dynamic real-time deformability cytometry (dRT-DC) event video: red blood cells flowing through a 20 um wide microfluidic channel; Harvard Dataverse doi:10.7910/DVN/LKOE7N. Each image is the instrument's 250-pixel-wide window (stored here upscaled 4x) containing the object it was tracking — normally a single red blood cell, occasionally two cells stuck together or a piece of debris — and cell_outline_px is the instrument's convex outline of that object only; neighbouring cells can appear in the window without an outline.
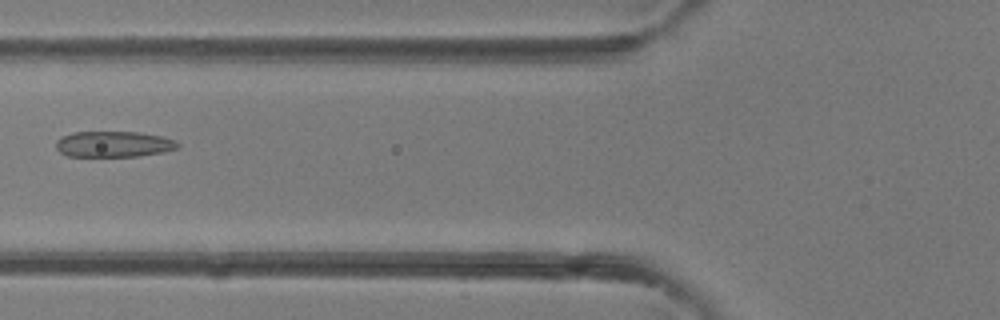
{"species": "common noctule bat (a hibernating species)", "species_latin": "Nyctalus noctula", "temperature_condition": "room temperature", "stored_images_in_passage": 29, "camera_frame_rate_fps": 3000, "um_per_image_px": 0.085, "animal": {"sex": "female"}, "frame": {"image": 1, "passage_image": 4, "time_ms": 1.0, "image_size_px": [1000, 320], "cell_outline_px": [[180, 148], [164, 152], [140, 156], [68, 156], [60, 152], [56, 148], [56, 140], [60, 136], [72, 132], [136, 132], [160, 136], [176, 140], [180, 144]], "centroid_in_image_um": [9.67, 12.25], "position_along_channel_um": 116.1, "area_um2": 18.5}}
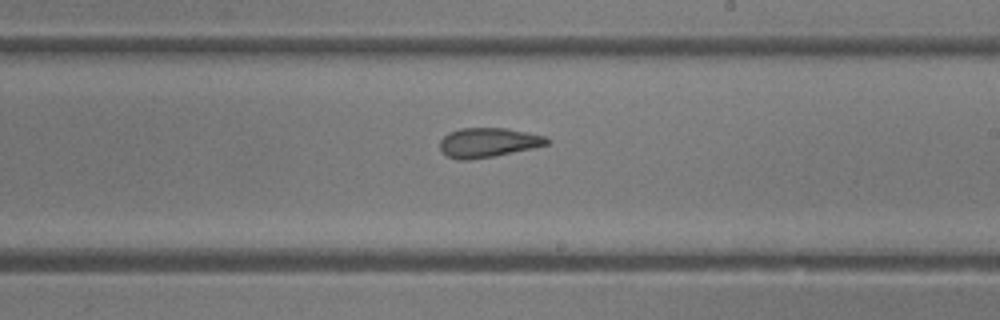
{"frame": {"image": 2, "passage_image": 12, "time_ms": 3.667, "image_size_px": [1000, 320], "cell_outline_px": [[552, 140], [548, 144], [532, 148], [492, 156], [468, 160], [456, 160], [448, 156], [440, 148], [440, 140], [448, 132], [460, 128], [504, 128], [544, 136]], "centroid_in_image_um": [41.46, 12.11], "position_along_channel_um": 247.5, "area_um2": 18.15}}
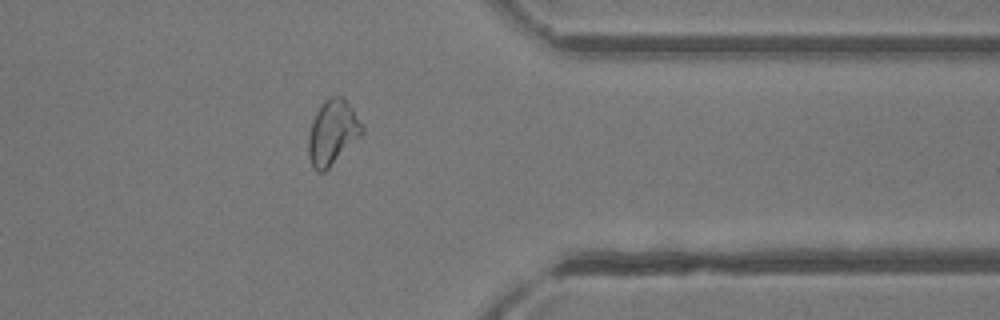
{"frame": {"image": 3, "passage_image": 21, "time_ms": 6.667, "image_size_px": [1000, 320], "cell_outline_px": [[364, 132], [324, 172], [316, 172], [312, 168], [308, 156], [308, 136], [312, 120], [316, 112], [324, 100], [328, 96], [340, 96], [352, 108], [364, 128]], "centroid_in_image_um": [28.23, 11.27], "position_along_channel_um": 383.2, "area_um2": 20.06}}